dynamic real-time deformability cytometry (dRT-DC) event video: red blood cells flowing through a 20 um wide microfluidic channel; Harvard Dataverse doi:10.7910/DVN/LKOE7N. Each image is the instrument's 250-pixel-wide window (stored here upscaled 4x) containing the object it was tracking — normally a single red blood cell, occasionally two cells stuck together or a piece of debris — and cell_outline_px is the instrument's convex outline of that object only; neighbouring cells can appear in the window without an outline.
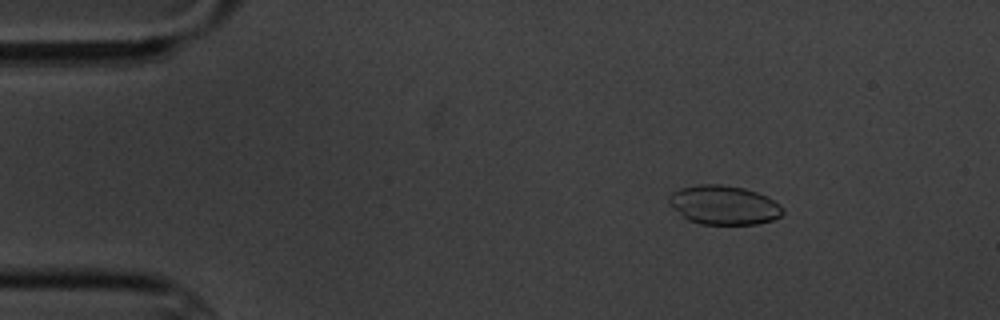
{"species": "common noctule bat (a hibernating species)", "species_latin": "Nyctalus noctula", "temperature_condition": "cold", "stored_images_in_passage": 6, "camera_frame_rate_fps": 3000, "um_per_image_px": 0.085, "animal": {"sex": "male", "body_mass_g": 20.1, "forearm_length_mm": 53.5}, "frame": {"image": 1, "passage_image": 3, "time_ms": 2.333, "image_size_px": [1000, 320], "cell_outline_px": [[784, 212], [780, 216], [772, 220], [756, 224], [700, 224], [688, 220], [672, 208], [668, 204], [668, 196], [672, 192], [680, 188], [700, 184], [720, 184], [744, 188], [768, 196], [780, 204], [784, 208]], "centroid_in_image_um": [61.52, 17.42], "position_along_channel_um": 23.5, "area_um2": 26.13}}